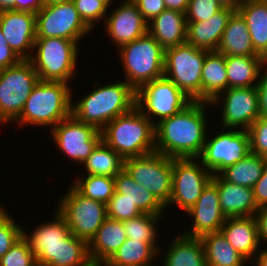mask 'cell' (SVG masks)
I'll list each match as a JSON object with an SVG mask.
<instances>
[{
    "mask_svg": "<svg viewBox=\"0 0 267 266\" xmlns=\"http://www.w3.org/2000/svg\"><path fill=\"white\" fill-rule=\"evenodd\" d=\"M159 263H161V262H158L157 263V261L155 262V263H153V264H151V265H148V266H161ZM158 264V265H157ZM163 266V265H162Z\"/></svg>",
    "mask_w": 267,
    "mask_h": 266,
    "instance_id": "cell-59",
    "label": "cell"
},
{
    "mask_svg": "<svg viewBox=\"0 0 267 266\" xmlns=\"http://www.w3.org/2000/svg\"><path fill=\"white\" fill-rule=\"evenodd\" d=\"M250 263L252 266H267V247H262Z\"/></svg>",
    "mask_w": 267,
    "mask_h": 266,
    "instance_id": "cell-52",
    "label": "cell"
},
{
    "mask_svg": "<svg viewBox=\"0 0 267 266\" xmlns=\"http://www.w3.org/2000/svg\"><path fill=\"white\" fill-rule=\"evenodd\" d=\"M55 208L64 217L70 232L87 243L107 218L106 204L84 197L72 185L58 199Z\"/></svg>",
    "mask_w": 267,
    "mask_h": 266,
    "instance_id": "cell-9",
    "label": "cell"
},
{
    "mask_svg": "<svg viewBox=\"0 0 267 266\" xmlns=\"http://www.w3.org/2000/svg\"><path fill=\"white\" fill-rule=\"evenodd\" d=\"M167 9L186 13L189 0H163Z\"/></svg>",
    "mask_w": 267,
    "mask_h": 266,
    "instance_id": "cell-51",
    "label": "cell"
},
{
    "mask_svg": "<svg viewBox=\"0 0 267 266\" xmlns=\"http://www.w3.org/2000/svg\"><path fill=\"white\" fill-rule=\"evenodd\" d=\"M236 10L246 21L253 47L261 56L267 49V0H252Z\"/></svg>",
    "mask_w": 267,
    "mask_h": 266,
    "instance_id": "cell-32",
    "label": "cell"
},
{
    "mask_svg": "<svg viewBox=\"0 0 267 266\" xmlns=\"http://www.w3.org/2000/svg\"><path fill=\"white\" fill-rule=\"evenodd\" d=\"M250 153L267 159V117H259L248 129Z\"/></svg>",
    "mask_w": 267,
    "mask_h": 266,
    "instance_id": "cell-44",
    "label": "cell"
},
{
    "mask_svg": "<svg viewBox=\"0 0 267 266\" xmlns=\"http://www.w3.org/2000/svg\"><path fill=\"white\" fill-rule=\"evenodd\" d=\"M254 216L258 227V237L261 245L265 247L267 246V207L260 208Z\"/></svg>",
    "mask_w": 267,
    "mask_h": 266,
    "instance_id": "cell-49",
    "label": "cell"
},
{
    "mask_svg": "<svg viewBox=\"0 0 267 266\" xmlns=\"http://www.w3.org/2000/svg\"><path fill=\"white\" fill-rule=\"evenodd\" d=\"M0 266H38L36 257L28 242L21 237L10 250L2 256Z\"/></svg>",
    "mask_w": 267,
    "mask_h": 266,
    "instance_id": "cell-41",
    "label": "cell"
},
{
    "mask_svg": "<svg viewBox=\"0 0 267 266\" xmlns=\"http://www.w3.org/2000/svg\"><path fill=\"white\" fill-rule=\"evenodd\" d=\"M208 50L187 43L164 51V76L192 101H202V68Z\"/></svg>",
    "mask_w": 267,
    "mask_h": 266,
    "instance_id": "cell-7",
    "label": "cell"
},
{
    "mask_svg": "<svg viewBox=\"0 0 267 266\" xmlns=\"http://www.w3.org/2000/svg\"><path fill=\"white\" fill-rule=\"evenodd\" d=\"M101 1H103L109 8H111L112 9V5L116 2V1H118V0H101Z\"/></svg>",
    "mask_w": 267,
    "mask_h": 266,
    "instance_id": "cell-58",
    "label": "cell"
},
{
    "mask_svg": "<svg viewBox=\"0 0 267 266\" xmlns=\"http://www.w3.org/2000/svg\"><path fill=\"white\" fill-rule=\"evenodd\" d=\"M115 192L124 195L142 213L165 215V207L144 187L140 186L123 168L115 177Z\"/></svg>",
    "mask_w": 267,
    "mask_h": 266,
    "instance_id": "cell-28",
    "label": "cell"
},
{
    "mask_svg": "<svg viewBox=\"0 0 267 266\" xmlns=\"http://www.w3.org/2000/svg\"><path fill=\"white\" fill-rule=\"evenodd\" d=\"M202 101L210 103L228 89L225 56L217 51L206 54L202 68Z\"/></svg>",
    "mask_w": 267,
    "mask_h": 266,
    "instance_id": "cell-29",
    "label": "cell"
},
{
    "mask_svg": "<svg viewBox=\"0 0 267 266\" xmlns=\"http://www.w3.org/2000/svg\"><path fill=\"white\" fill-rule=\"evenodd\" d=\"M192 220L190 228L181 230L188 237L200 238L207 233L219 232L226 217L220 208L217 186L210 181L202 190L197 202L185 212Z\"/></svg>",
    "mask_w": 267,
    "mask_h": 266,
    "instance_id": "cell-19",
    "label": "cell"
},
{
    "mask_svg": "<svg viewBox=\"0 0 267 266\" xmlns=\"http://www.w3.org/2000/svg\"><path fill=\"white\" fill-rule=\"evenodd\" d=\"M223 6L233 7V0H218Z\"/></svg>",
    "mask_w": 267,
    "mask_h": 266,
    "instance_id": "cell-57",
    "label": "cell"
},
{
    "mask_svg": "<svg viewBox=\"0 0 267 266\" xmlns=\"http://www.w3.org/2000/svg\"><path fill=\"white\" fill-rule=\"evenodd\" d=\"M192 102L170 79L162 76L136 90V107L154 124L182 111Z\"/></svg>",
    "mask_w": 267,
    "mask_h": 266,
    "instance_id": "cell-12",
    "label": "cell"
},
{
    "mask_svg": "<svg viewBox=\"0 0 267 266\" xmlns=\"http://www.w3.org/2000/svg\"><path fill=\"white\" fill-rule=\"evenodd\" d=\"M92 32L73 1L43 5L36 13V38H65L80 43Z\"/></svg>",
    "mask_w": 267,
    "mask_h": 266,
    "instance_id": "cell-13",
    "label": "cell"
},
{
    "mask_svg": "<svg viewBox=\"0 0 267 266\" xmlns=\"http://www.w3.org/2000/svg\"><path fill=\"white\" fill-rule=\"evenodd\" d=\"M210 134L207 133L203 151L198 159L212 175H219L224 169L249 155L248 130L221 127L219 132Z\"/></svg>",
    "mask_w": 267,
    "mask_h": 266,
    "instance_id": "cell-11",
    "label": "cell"
},
{
    "mask_svg": "<svg viewBox=\"0 0 267 266\" xmlns=\"http://www.w3.org/2000/svg\"><path fill=\"white\" fill-rule=\"evenodd\" d=\"M217 52L224 56H260L253 47L246 21L237 10L228 21Z\"/></svg>",
    "mask_w": 267,
    "mask_h": 266,
    "instance_id": "cell-27",
    "label": "cell"
},
{
    "mask_svg": "<svg viewBox=\"0 0 267 266\" xmlns=\"http://www.w3.org/2000/svg\"><path fill=\"white\" fill-rule=\"evenodd\" d=\"M211 179L212 173L198 158H173L172 194L165 209L176 205L183 213L188 211L197 202Z\"/></svg>",
    "mask_w": 267,
    "mask_h": 266,
    "instance_id": "cell-15",
    "label": "cell"
},
{
    "mask_svg": "<svg viewBox=\"0 0 267 266\" xmlns=\"http://www.w3.org/2000/svg\"><path fill=\"white\" fill-rule=\"evenodd\" d=\"M76 10L84 23L93 31L96 25L105 21L106 15L110 9L101 0H72Z\"/></svg>",
    "mask_w": 267,
    "mask_h": 266,
    "instance_id": "cell-40",
    "label": "cell"
},
{
    "mask_svg": "<svg viewBox=\"0 0 267 266\" xmlns=\"http://www.w3.org/2000/svg\"><path fill=\"white\" fill-rule=\"evenodd\" d=\"M38 81V74L29 59L0 69V127L12 124L19 117Z\"/></svg>",
    "mask_w": 267,
    "mask_h": 266,
    "instance_id": "cell-8",
    "label": "cell"
},
{
    "mask_svg": "<svg viewBox=\"0 0 267 266\" xmlns=\"http://www.w3.org/2000/svg\"><path fill=\"white\" fill-rule=\"evenodd\" d=\"M119 6L108 10L105 22V32L108 40L118 48L138 39L148 32V22L143 18L133 1L120 0Z\"/></svg>",
    "mask_w": 267,
    "mask_h": 266,
    "instance_id": "cell-18",
    "label": "cell"
},
{
    "mask_svg": "<svg viewBox=\"0 0 267 266\" xmlns=\"http://www.w3.org/2000/svg\"><path fill=\"white\" fill-rule=\"evenodd\" d=\"M133 2L147 22L167 9L163 0H133Z\"/></svg>",
    "mask_w": 267,
    "mask_h": 266,
    "instance_id": "cell-45",
    "label": "cell"
},
{
    "mask_svg": "<svg viewBox=\"0 0 267 266\" xmlns=\"http://www.w3.org/2000/svg\"><path fill=\"white\" fill-rule=\"evenodd\" d=\"M72 185L86 198L107 204L115 193L114 177L101 175H80L74 178Z\"/></svg>",
    "mask_w": 267,
    "mask_h": 266,
    "instance_id": "cell-36",
    "label": "cell"
},
{
    "mask_svg": "<svg viewBox=\"0 0 267 266\" xmlns=\"http://www.w3.org/2000/svg\"><path fill=\"white\" fill-rule=\"evenodd\" d=\"M223 7L218 0H189L185 16L187 21H205Z\"/></svg>",
    "mask_w": 267,
    "mask_h": 266,
    "instance_id": "cell-43",
    "label": "cell"
},
{
    "mask_svg": "<svg viewBox=\"0 0 267 266\" xmlns=\"http://www.w3.org/2000/svg\"><path fill=\"white\" fill-rule=\"evenodd\" d=\"M210 103L212 108L221 107L218 117L222 128L248 130L259 118L256 87L228 88Z\"/></svg>",
    "mask_w": 267,
    "mask_h": 266,
    "instance_id": "cell-16",
    "label": "cell"
},
{
    "mask_svg": "<svg viewBox=\"0 0 267 266\" xmlns=\"http://www.w3.org/2000/svg\"><path fill=\"white\" fill-rule=\"evenodd\" d=\"M71 85L61 81L39 80L25 102L21 114L13 122L15 126L48 127L49 131L60 121L68 118L72 115V98H76L73 96L75 93Z\"/></svg>",
    "mask_w": 267,
    "mask_h": 266,
    "instance_id": "cell-3",
    "label": "cell"
},
{
    "mask_svg": "<svg viewBox=\"0 0 267 266\" xmlns=\"http://www.w3.org/2000/svg\"><path fill=\"white\" fill-rule=\"evenodd\" d=\"M211 181L218 188L220 208L226 218L250 217L259 210L252 188L229 183L220 175H212Z\"/></svg>",
    "mask_w": 267,
    "mask_h": 266,
    "instance_id": "cell-22",
    "label": "cell"
},
{
    "mask_svg": "<svg viewBox=\"0 0 267 266\" xmlns=\"http://www.w3.org/2000/svg\"><path fill=\"white\" fill-rule=\"evenodd\" d=\"M261 70L267 71V49L261 55Z\"/></svg>",
    "mask_w": 267,
    "mask_h": 266,
    "instance_id": "cell-54",
    "label": "cell"
},
{
    "mask_svg": "<svg viewBox=\"0 0 267 266\" xmlns=\"http://www.w3.org/2000/svg\"><path fill=\"white\" fill-rule=\"evenodd\" d=\"M206 266H245L248 261L219 232L207 233L200 237Z\"/></svg>",
    "mask_w": 267,
    "mask_h": 266,
    "instance_id": "cell-30",
    "label": "cell"
},
{
    "mask_svg": "<svg viewBox=\"0 0 267 266\" xmlns=\"http://www.w3.org/2000/svg\"><path fill=\"white\" fill-rule=\"evenodd\" d=\"M82 167L83 175L115 177L124 168V159L101 140Z\"/></svg>",
    "mask_w": 267,
    "mask_h": 266,
    "instance_id": "cell-34",
    "label": "cell"
},
{
    "mask_svg": "<svg viewBox=\"0 0 267 266\" xmlns=\"http://www.w3.org/2000/svg\"><path fill=\"white\" fill-rule=\"evenodd\" d=\"M158 258L159 250L152 243L127 238L103 266H148Z\"/></svg>",
    "mask_w": 267,
    "mask_h": 266,
    "instance_id": "cell-31",
    "label": "cell"
},
{
    "mask_svg": "<svg viewBox=\"0 0 267 266\" xmlns=\"http://www.w3.org/2000/svg\"><path fill=\"white\" fill-rule=\"evenodd\" d=\"M266 158L249 153L244 159L224 169L219 175L229 183L252 188L261 178Z\"/></svg>",
    "mask_w": 267,
    "mask_h": 266,
    "instance_id": "cell-35",
    "label": "cell"
},
{
    "mask_svg": "<svg viewBox=\"0 0 267 266\" xmlns=\"http://www.w3.org/2000/svg\"><path fill=\"white\" fill-rule=\"evenodd\" d=\"M124 169L165 207L171 198L173 158L153 152L124 159Z\"/></svg>",
    "mask_w": 267,
    "mask_h": 266,
    "instance_id": "cell-10",
    "label": "cell"
},
{
    "mask_svg": "<svg viewBox=\"0 0 267 266\" xmlns=\"http://www.w3.org/2000/svg\"><path fill=\"white\" fill-rule=\"evenodd\" d=\"M228 88L256 87L261 72V56H225Z\"/></svg>",
    "mask_w": 267,
    "mask_h": 266,
    "instance_id": "cell-33",
    "label": "cell"
},
{
    "mask_svg": "<svg viewBox=\"0 0 267 266\" xmlns=\"http://www.w3.org/2000/svg\"><path fill=\"white\" fill-rule=\"evenodd\" d=\"M53 211L52 220L41 222L31 231L25 226L22 228V237L34 252L38 266H51L59 245L71 234L64 217L56 209Z\"/></svg>",
    "mask_w": 267,
    "mask_h": 266,
    "instance_id": "cell-17",
    "label": "cell"
},
{
    "mask_svg": "<svg viewBox=\"0 0 267 266\" xmlns=\"http://www.w3.org/2000/svg\"><path fill=\"white\" fill-rule=\"evenodd\" d=\"M148 32L166 50L183 45L187 39L185 13L166 9L148 22Z\"/></svg>",
    "mask_w": 267,
    "mask_h": 266,
    "instance_id": "cell-25",
    "label": "cell"
},
{
    "mask_svg": "<svg viewBox=\"0 0 267 266\" xmlns=\"http://www.w3.org/2000/svg\"><path fill=\"white\" fill-rule=\"evenodd\" d=\"M252 189L257 207L259 209L267 207V159L261 178L256 182Z\"/></svg>",
    "mask_w": 267,
    "mask_h": 266,
    "instance_id": "cell-47",
    "label": "cell"
},
{
    "mask_svg": "<svg viewBox=\"0 0 267 266\" xmlns=\"http://www.w3.org/2000/svg\"><path fill=\"white\" fill-rule=\"evenodd\" d=\"M165 215H152L143 213L135 218L123 221L127 238L152 243L158 250L161 248L159 241V223Z\"/></svg>",
    "mask_w": 267,
    "mask_h": 266,
    "instance_id": "cell-37",
    "label": "cell"
},
{
    "mask_svg": "<svg viewBox=\"0 0 267 266\" xmlns=\"http://www.w3.org/2000/svg\"><path fill=\"white\" fill-rule=\"evenodd\" d=\"M92 84L89 93L72 100V115L78 121L101 131L110 121L136 106V90L124 80L105 85L96 80Z\"/></svg>",
    "mask_w": 267,
    "mask_h": 266,
    "instance_id": "cell-2",
    "label": "cell"
},
{
    "mask_svg": "<svg viewBox=\"0 0 267 266\" xmlns=\"http://www.w3.org/2000/svg\"><path fill=\"white\" fill-rule=\"evenodd\" d=\"M126 239L123 221L107 217L88 243L89 257L93 265H104Z\"/></svg>",
    "mask_w": 267,
    "mask_h": 266,
    "instance_id": "cell-24",
    "label": "cell"
},
{
    "mask_svg": "<svg viewBox=\"0 0 267 266\" xmlns=\"http://www.w3.org/2000/svg\"><path fill=\"white\" fill-rule=\"evenodd\" d=\"M252 0H233V8L237 9L239 6L247 4L248 2H251Z\"/></svg>",
    "mask_w": 267,
    "mask_h": 266,
    "instance_id": "cell-55",
    "label": "cell"
},
{
    "mask_svg": "<svg viewBox=\"0 0 267 266\" xmlns=\"http://www.w3.org/2000/svg\"><path fill=\"white\" fill-rule=\"evenodd\" d=\"M233 7L224 6L219 12L205 21H187L186 43L196 48L217 51L222 34L231 15Z\"/></svg>",
    "mask_w": 267,
    "mask_h": 266,
    "instance_id": "cell-23",
    "label": "cell"
},
{
    "mask_svg": "<svg viewBox=\"0 0 267 266\" xmlns=\"http://www.w3.org/2000/svg\"><path fill=\"white\" fill-rule=\"evenodd\" d=\"M107 217L125 221L143 214L131 201L119 193H114L106 204Z\"/></svg>",
    "mask_w": 267,
    "mask_h": 266,
    "instance_id": "cell-42",
    "label": "cell"
},
{
    "mask_svg": "<svg viewBox=\"0 0 267 266\" xmlns=\"http://www.w3.org/2000/svg\"><path fill=\"white\" fill-rule=\"evenodd\" d=\"M15 10L38 13L43 8L42 0H14Z\"/></svg>",
    "mask_w": 267,
    "mask_h": 266,
    "instance_id": "cell-50",
    "label": "cell"
},
{
    "mask_svg": "<svg viewBox=\"0 0 267 266\" xmlns=\"http://www.w3.org/2000/svg\"><path fill=\"white\" fill-rule=\"evenodd\" d=\"M22 59L9 47L0 29V69L18 64Z\"/></svg>",
    "mask_w": 267,
    "mask_h": 266,
    "instance_id": "cell-46",
    "label": "cell"
},
{
    "mask_svg": "<svg viewBox=\"0 0 267 266\" xmlns=\"http://www.w3.org/2000/svg\"><path fill=\"white\" fill-rule=\"evenodd\" d=\"M220 232L248 263L262 249L255 216L226 218Z\"/></svg>",
    "mask_w": 267,
    "mask_h": 266,
    "instance_id": "cell-21",
    "label": "cell"
},
{
    "mask_svg": "<svg viewBox=\"0 0 267 266\" xmlns=\"http://www.w3.org/2000/svg\"><path fill=\"white\" fill-rule=\"evenodd\" d=\"M15 10L14 0H0V12Z\"/></svg>",
    "mask_w": 267,
    "mask_h": 266,
    "instance_id": "cell-53",
    "label": "cell"
},
{
    "mask_svg": "<svg viewBox=\"0 0 267 266\" xmlns=\"http://www.w3.org/2000/svg\"><path fill=\"white\" fill-rule=\"evenodd\" d=\"M0 29L9 47L21 58L30 59L36 40V14L7 10L0 12Z\"/></svg>",
    "mask_w": 267,
    "mask_h": 266,
    "instance_id": "cell-20",
    "label": "cell"
},
{
    "mask_svg": "<svg viewBox=\"0 0 267 266\" xmlns=\"http://www.w3.org/2000/svg\"><path fill=\"white\" fill-rule=\"evenodd\" d=\"M259 117H267V71L261 70L256 85Z\"/></svg>",
    "mask_w": 267,
    "mask_h": 266,
    "instance_id": "cell-48",
    "label": "cell"
},
{
    "mask_svg": "<svg viewBox=\"0 0 267 266\" xmlns=\"http://www.w3.org/2000/svg\"><path fill=\"white\" fill-rule=\"evenodd\" d=\"M51 266H94L88 252V243L72 233L61 242L57 258Z\"/></svg>",
    "mask_w": 267,
    "mask_h": 266,
    "instance_id": "cell-38",
    "label": "cell"
},
{
    "mask_svg": "<svg viewBox=\"0 0 267 266\" xmlns=\"http://www.w3.org/2000/svg\"><path fill=\"white\" fill-rule=\"evenodd\" d=\"M210 107L211 103L192 101L155 124V152L174 159L199 158L210 129L206 110Z\"/></svg>",
    "mask_w": 267,
    "mask_h": 266,
    "instance_id": "cell-1",
    "label": "cell"
},
{
    "mask_svg": "<svg viewBox=\"0 0 267 266\" xmlns=\"http://www.w3.org/2000/svg\"><path fill=\"white\" fill-rule=\"evenodd\" d=\"M101 140L123 159L155 152V124L136 106L101 130Z\"/></svg>",
    "mask_w": 267,
    "mask_h": 266,
    "instance_id": "cell-4",
    "label": "cell"
},
{
    "mask_svg": "<svg viewBox=\"0 0 267 266\" xmlns=\"http://www.w3.org/2000/svg\"><path fill=\"white\" fill-rule=\"evenodd\" d=\"M48 134L55 143L58 153L64 154V158L76 162L78 166L84 163L101 141V131L78 121L73 115L60 121L49 130Z\"/></svg>",
    "mask_w": 267,
    "mask_h": 266,
    "instance_id": "cell-14",
    "label": "cell"
},
{
    "mask_svg": "<svg viewBox=\"0 0 267 266\" xmlns=\"http://www.w3.org/2000/svg\"><path fill=\"white\" fill-rule=\"evenodd\" d=\"M164 49L149 33L117 49L124 81L135 90L164 76Z\"/></svg>",
    "mask_w": 267,
    "mask_h": 266,
    "instance_id": "cell-6",
    "label": "cell"
},
{
    "mask_svg": "<svg viewBox=\"0 0 267 266\" xmlns=\"http://www.w3.org/2000/svg\"><path fill=\"white\" fill-rule=\"evenodd\" d=\"M72 0H42L43 5H51L56 3H63V2H69Z\"/></svg>",
    "mask_w": 267,
    "mask_h": 266,
    "instance_id": "cell-56",
    "label": "cell"
},
{
    "mask_svg": "<svg viewBox=\"0 0 267 266\" xmlns=\"http://www.w3.org/2000/svg\"><path fill=\"white\" fill-rule=\"evenodd\" d=\"M168 244L167 249H159L163 266H206L205 253L200 238L188 237L180 232ZM164 254V256H163ZM164 257V258H163Z\"/></svg>",
    "mask_w": 267,
    "mask_h": 266,
    "instance_id": "cell-26",
    "label": "cell"
},
{
    "mask_svg": "<svg viewBox=\"0 0 267 266\" xmlns=\"http://www.w3.org/2000/svg\"><path fill=\"white\" fill-rule=\"evenodd\" d=\"M0 203V260L10 248L22 237V223H18L15 216Z\"/></svg>",
    "mask_w": 267,
    "mask_h": 266,
    "instance_id": "cell-39",
    "label": "cell"
},
{
    "mask_svg": "<svg viewBox=\"0 0 267 266\" xmlns=\"http://www.w3.org/2000/svg\"><path fill=\"white\" fill-rule=\"evenodd\" d=\"M78 44V41L65 38H36L29 60L39 80L69 83L76 79L81 46Z\"/></svg>",
    "mask_w": 267,
    "mask_h": 266,
    "instance_id": "cell-5",
    "label": "cell"
}]
</instances>
